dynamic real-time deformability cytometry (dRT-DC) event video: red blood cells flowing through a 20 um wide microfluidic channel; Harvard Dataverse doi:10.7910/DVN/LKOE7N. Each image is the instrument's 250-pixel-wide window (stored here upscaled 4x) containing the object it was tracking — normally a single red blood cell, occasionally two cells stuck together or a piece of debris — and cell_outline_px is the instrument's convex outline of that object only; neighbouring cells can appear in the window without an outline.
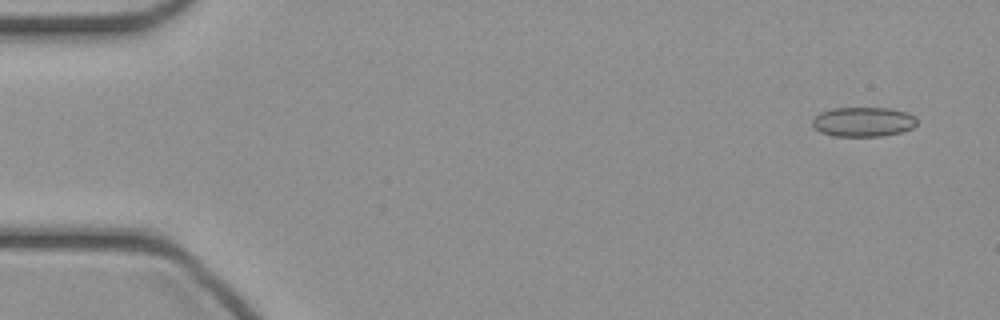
{"species": "common noctule bat (a hibernating species)", "species_latin": "Nyctalus noctula", "temperature_condition": "cold", "stored_images_in_passage": 47, "camera_frame_rate_fps": 3000, "um_per_image_px": 0.085, "animal": {"sex": "female", "body_mass_g": 21.9}, "frame": {"image": 1, "passage_image": 3, "time_ms": 0.667, "image_size_px": [1000, 320], "cell_outline_px": [[916, 124], [912, 128], [900, 132], [880, 136], [832, 136], [820, 132], [812, 124], [812, 120], [820, 112], [832, 108], [888, 108], [908, 112], [916, 116]], "centroid_in_image_um": [73.37, 10.35], "position_along_channel_um": 11.6, "area_um2": 18.03}}
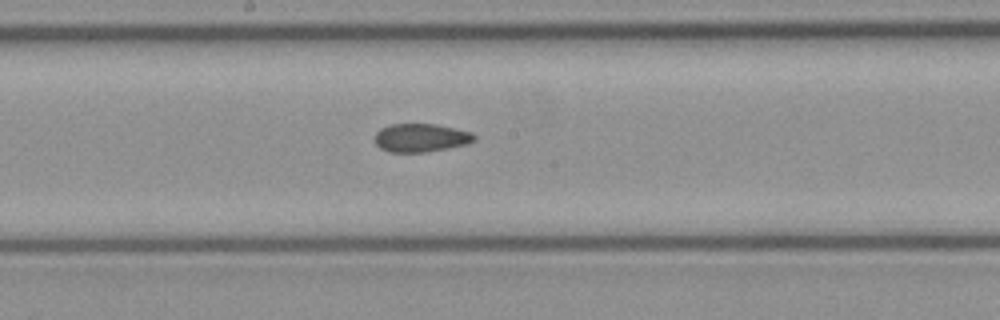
{"frame": {"image": 2, "passage_image": 25, "time_ms": 8.0, "image_size_px": [1000, 320], "cell_outline_px": [[476, 140], [468, 144], [448, 148], [424, 152], [388, 152], [380, 148], [372, 140], [376, 132], [380, 128], [392, 124], [436, 124], [472, 132], [476, 136]], "centroid_in_image_um": [35.75, 11.71], "position_along_channel_um": 212.4, "area_um2": 16.65}}
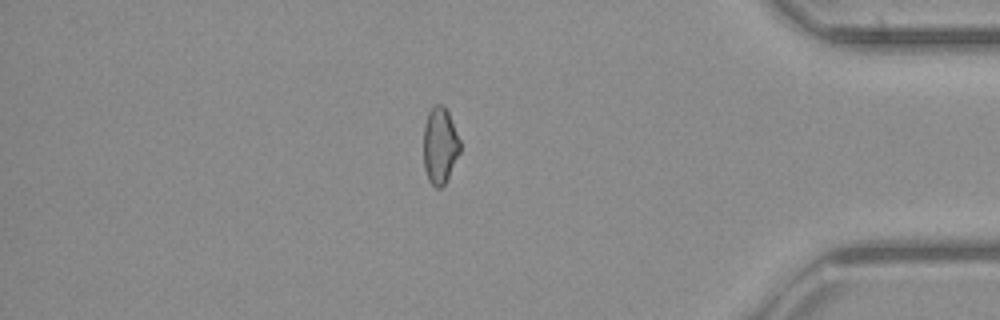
{"frame": {"image": 3, "passage_image": 40, "time_ms": 13.0, "image_size_px": [1000, 320], "cell_outline_px": [[460, 152], [444, 184], [440, 188], [436, 188], [428, 180], [424, 168], [424, 124], [428, 112], [432, 104], [440, 104], [448, 112], [460, 140]], "centroid_in_image_um": [37.38, 12.35], "position_along_channel_um": 397.8, "area_um2": 16.18}}